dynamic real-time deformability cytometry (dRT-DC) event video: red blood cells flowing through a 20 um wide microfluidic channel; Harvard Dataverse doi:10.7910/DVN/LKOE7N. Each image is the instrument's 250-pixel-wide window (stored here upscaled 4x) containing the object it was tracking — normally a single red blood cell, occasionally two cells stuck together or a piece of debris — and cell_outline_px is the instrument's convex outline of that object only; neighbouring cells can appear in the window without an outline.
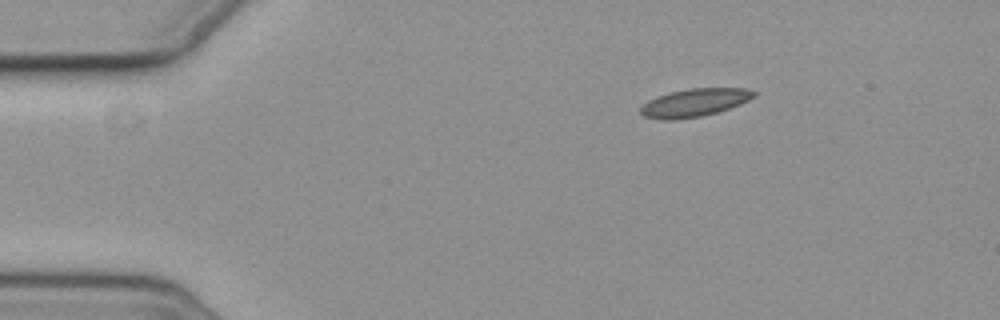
{"species": "common noctule bat (a hibernating species)", "species_latin": "Nyctalus noctula", "temperature_condition": "cold", "stored_images_in_passage": 6, "segment_of_instrument_passage": [2, 2], "camera_frame_rate_fps": 3000, "um_per_image_px": 0.085, "animal": {"sex": "female", "body_mass_g": 19.3, "forearm_length_mm": 54.1}, "frame": {"image": 1, "passage_image": 6, "time_ms": 6.0, "image_size_px": [1000, 320], "cell_outline_px": [[756, 96], [740, 104], [716, 112], [700, 116], [676, 120], [660, 120], [644, 116], [640, 112], [640, 108], [648, 100], [656, 96], [688, 88], [748, 88], [756, 92]], "centroid_in_image_um": [59.02, 8.72], "position_along_channel_um": 26.0, "area_um2": 18.44}}